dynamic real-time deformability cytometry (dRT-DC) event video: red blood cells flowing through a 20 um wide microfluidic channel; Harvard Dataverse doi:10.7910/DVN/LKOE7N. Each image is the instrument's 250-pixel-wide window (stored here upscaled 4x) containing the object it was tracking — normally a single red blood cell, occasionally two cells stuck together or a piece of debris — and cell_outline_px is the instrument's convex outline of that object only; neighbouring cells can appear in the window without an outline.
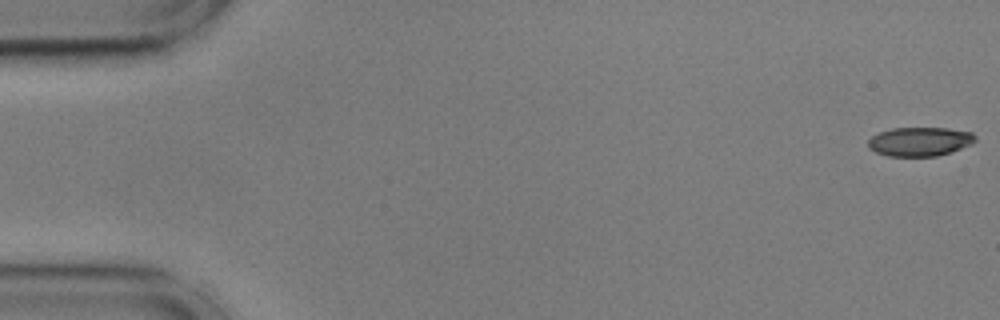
{"species": "common noctule bat (a hibernating species)", "species_latin": "Nyctalus noctula", "temperature_condition": "cold", "stored_images_in_passage": 55, "camera_frame_rate_fps": 3000, "um_per_image_px": 0.085, "animal": {"sex": "male", "body_mass_g": 17.9, "forearm_length_mm": 54.2}, "frame": {"image": 1, "passage_image": 1, "time_ms": 0.0, "image_size_px": [1000, 320], "cell_outline_px": [[976, 140], [972, 144], [936, 156], [888, 156], [876, 152], [868, 148], [868, 140], [872, 136], [880, 132], [892, 128], [948, 128], [972, 132], [976, 136]], "centroid_in_image_um": [78.17, 12.02], "position_along_channel_um": 6.8, "area_um2": 18.03}}
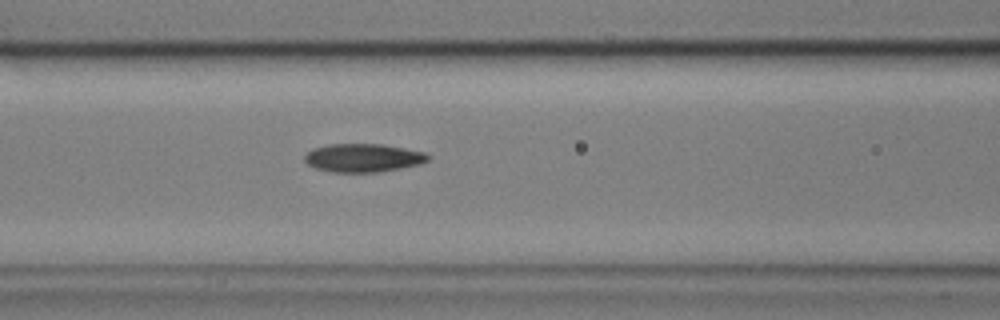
{"frame": {"image": 2, "passage_image": 23, "time_ms": 7.333, "image_size_px": [1000, 320], "cell_outline_px": [[432, 156], [428, 160], [420, 164], [400, 168], [376, 172], [332, 172], [316, 168], [308, 164], [304, 160], [304, 156], [312, 148], [328, 144], [384, 144], [424, 152]], "centroid_in_image_um": [30.87, 13.41], "position_along_channel_um": 135.7, "area_um2": 20.4}}
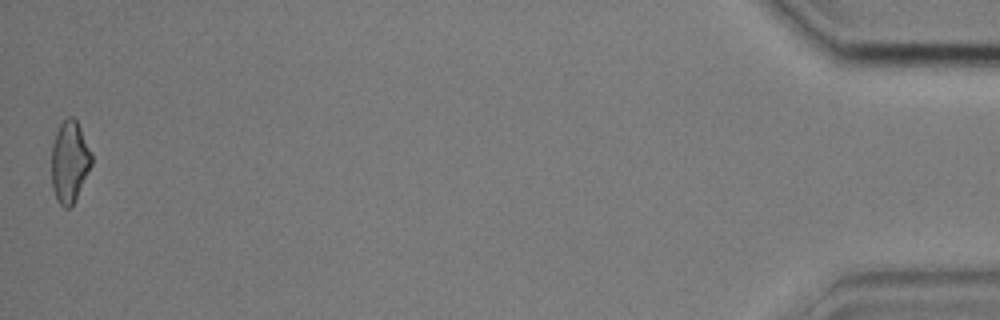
{"frame": {"image": 3, "passage_image": 55, "time_ms": 18.0, "image_size_px": [1000, 320], "cell_outline_px": [[92, 164], [72, 204], [68, 208], [64, 208], [56, 200], [52, 188], [52, 144], [56, 132], [60, 124], [68, 116], [72, 116], [76, 120], [92, 152]], "centroid_in_image_um": [5.9, 13.73], "position_along_channel_um": 429.3, "area_um2": 18.84}, "authors_computed_cell_mechanics": {"area_um2": 19.5364, "velocity_mm_per_s": 3.6325, "shape_relaxation_time_tau1_ms": 6.4354, "shape_relaxation_time_tau2_ms": 3.6651, "deformation_change_tau1": 0.1552, "deformation_change_tau2": 0.11}}